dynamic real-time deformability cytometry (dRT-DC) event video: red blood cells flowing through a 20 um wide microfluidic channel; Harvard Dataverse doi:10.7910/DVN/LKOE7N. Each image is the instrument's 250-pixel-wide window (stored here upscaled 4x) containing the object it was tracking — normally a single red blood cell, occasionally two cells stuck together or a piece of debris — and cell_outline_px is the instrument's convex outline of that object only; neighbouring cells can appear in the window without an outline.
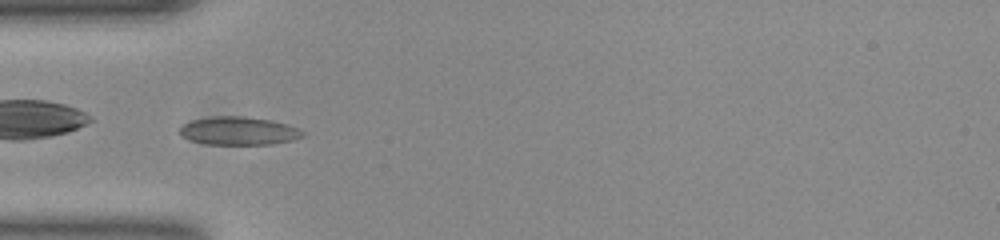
{"species": "common noctule bat (a hibernating species)", "species_latin": "Nyctalus noctula", "temperature_condition": "room temperature", "stored_images_in_passage": 35, "camera_frame_rate_fps": 3000, "um_per_image_px": 0.085, "animal": {"sex": "female", "body_mass_g": 23.0, "forearm_length_mm": 53.4}, "frame": {"image": 1, "passage_image": 1, "time_ms": 0.0, "image_size_px": [1000, 240], "cell_outline_px": [[304, 136], [292, 140], [272, 144], [208, 144], [188, 140], [180, 136], [180, 128], [184, 124], [192, 120], [212, 116], [244, 116], [272, 120], [288, 124], [304, 132]], "centroid_in_image_um": [20.27, 11.12], "position_along_channel_um": 64.7, "area_um2": 20.23}}
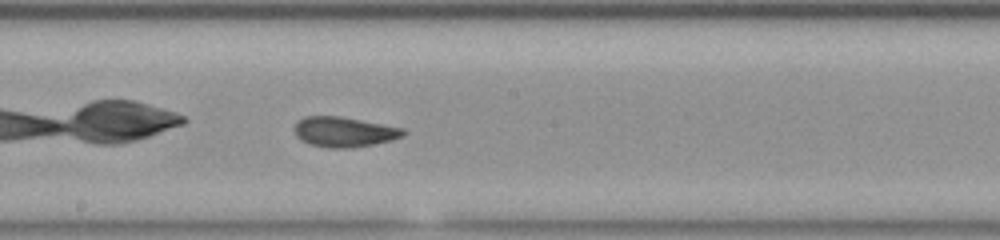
{"frame": {"image": 2, "passage_image": 13, "time_ms": 4.0, "image_size_px": [1000, 240], "cell_outline_px": [[408, 132], [404, 136], [392, 140], [352, 148], [328, 148], [308, 144], [300, 140], [296, 136], [296, 120], [304, 116], [340, 116], [404, 128]], "centroid_in_image_um": [29.26, 11.21], "position_along_channel_um": 218.9, "area_um2": 19.25}}
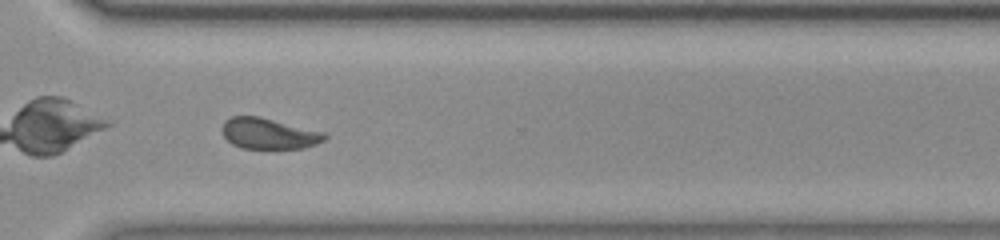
{"frame": {"image": 3, "passage_image": 23, "time_ms": 7.333, "image_size_px": [1000, 240], "cell_outline_px": [[328, 136], [324, 140], [316, 144], [304, 148], [240, 148], [232, 144], [224, 136], [220, 128], [224, 120], [232, 116], [260, 116], [324, 132]], "centroid_in_image_um": [22.82, 11.34], "position_along_channel_um": 347.8, "area_um2": 18.55}, "authors_computed_cell_mechanics": {"area_um2": 19.1318, "velocity_mm_per_s": 3.86, "shape_relaxation_time_tau1_ms": 6.5597, "shape_relaxation_time_tau2_ms": 1.3039, "deformation_change_tau1": 0.1158, "deformation_change_tau2": 0.0427}}